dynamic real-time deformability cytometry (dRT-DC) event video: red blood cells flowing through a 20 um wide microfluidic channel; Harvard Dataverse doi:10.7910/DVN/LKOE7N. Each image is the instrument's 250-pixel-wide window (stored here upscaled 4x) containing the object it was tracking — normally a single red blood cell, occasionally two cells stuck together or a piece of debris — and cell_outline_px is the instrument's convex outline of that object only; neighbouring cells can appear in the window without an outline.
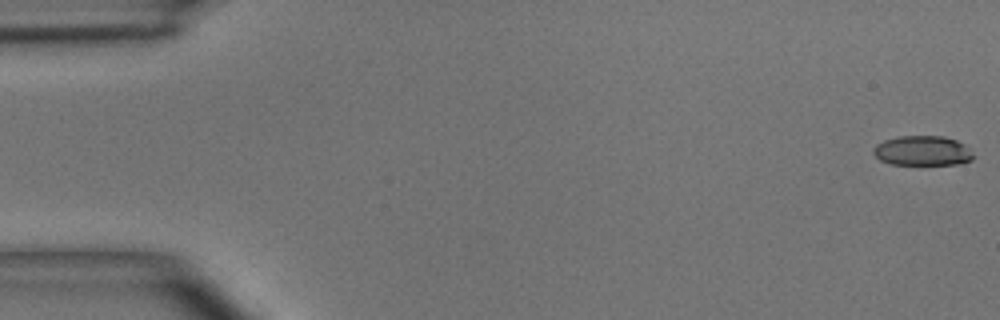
{"species": "common noctule bat (a hibernating species)", "species_latin": "Nyctalus noctula", "temperature_condition": "room temperature", "stored_images_in_passage": 4, "camera_frame_rate_fps": 3000, "um_per_image_px": 0.085, "animal": {"sex": "male", "body_mass_g": 15.6}, "frame": {"image": 1, "passage_image": 1, "time_ms": 0.0, "image_size_px": [1000, 320], "cell_outline_px": [[976, 156], [972, 160], [960, 164], [892, 164], [880, 160], [872, 152], [872, 148], [876, 144], [884, 140], [900, 136], [944, 136], [956, 140], [964, 144]], "centroid_in_image_um": [78.43, 12.81], "position_along_channel_um": 6.6, "area_um2": 17.46}}